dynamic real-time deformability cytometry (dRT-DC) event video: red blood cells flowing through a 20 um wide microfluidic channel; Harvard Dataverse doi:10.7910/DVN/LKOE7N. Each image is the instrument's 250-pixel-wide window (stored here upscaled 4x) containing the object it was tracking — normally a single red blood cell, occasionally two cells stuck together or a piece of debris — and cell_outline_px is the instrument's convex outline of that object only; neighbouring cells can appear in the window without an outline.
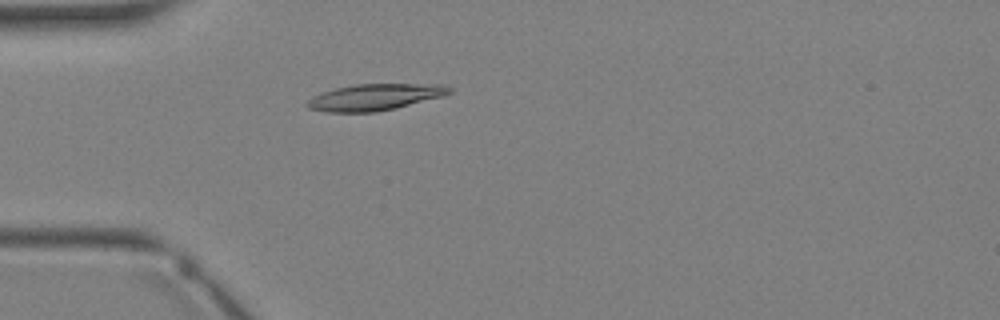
{"species": "Egyptian fruit bat (a non-hibernating species)", "species_latin": "Rousettus aegyptiacus", "temperature_condition": "warm", "stored_images_in_passage": 3, "camera_frame_rate_fps": 3000, "um_per_image_px": 0.085, "animal": {"sex": "female"}, "frame": {"image": 1, "passage_image": 3, "time_ms": 2.333, "image_size_px": [1000, 320], "cell_outline_px": [[452, 92], [444, 96], [396, 108], [376, 112], [328, 112], [308, 108], [304, 104], [312, 96], [336, 88], [356, 84], [444, 84], [452, 88]], "centroid_in_image_um": [31.89, 8.25], "position_along_channel_um": 53.1, "area_um2": 21.96}}